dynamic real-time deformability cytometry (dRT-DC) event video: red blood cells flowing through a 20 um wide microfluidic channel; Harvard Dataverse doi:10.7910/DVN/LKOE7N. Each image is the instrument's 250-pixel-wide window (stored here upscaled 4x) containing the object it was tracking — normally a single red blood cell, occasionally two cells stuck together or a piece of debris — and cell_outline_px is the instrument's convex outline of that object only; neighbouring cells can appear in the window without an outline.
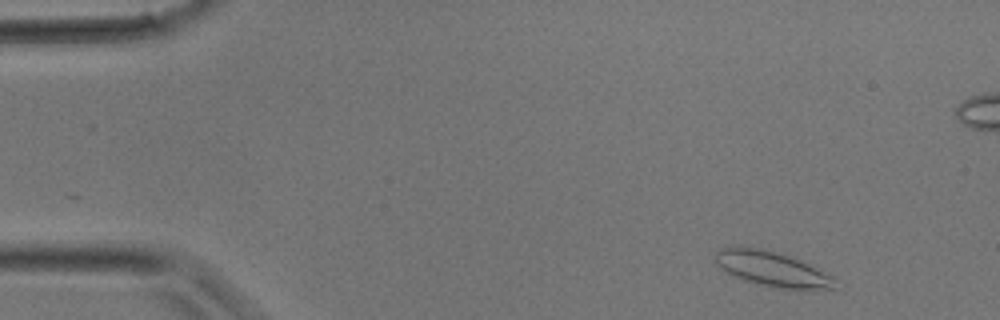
{"species": "common noctule bat (a hibernating species)", "species_latin": "Nyctalus noctula", "temperature_condition": "room temperature", "stored_images_in_passage": 34, "camera_frame_rate_fps": 3000, "um_per_image_px": 0.085, "animal": {"sex": "male", "body_mass_g": 17.9}, "frame": {"image": 1, "passage_image": 2, "time_ms": 0.333, "image_size_px": [1000, 320], "cell_outline_px": [[840, 288], [780, 288], [760, 284], [744, 280], [728, 272], [716, 264], [716, 252], [724, 248], [760, 248], [792, 256], [832, 276]], "centroid_in_image_um": [65.67, 22.86], "position_along_channel_um": 19.3, "area_um2": 23.52}}
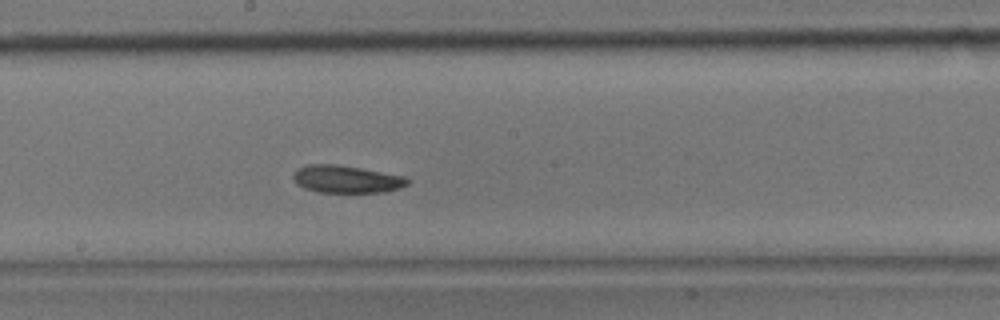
{"frame": {"image": 2, "passage_image": 17, "time_ms": 5.333, "image_size_px": [1000, 320], "cell_outline_px": [[412, 180], [408, 184], [400, 188], [388, 192], [316, 192], [304, 188], [296, 184], [292, 176], [296, 168], [308, 164], [336, 164], [360, 168], [404, 176]], "centroid_in_image_um": [29.44, 15.23], "position_along_channel_um": 218.8, "area_um2": 18.5}}
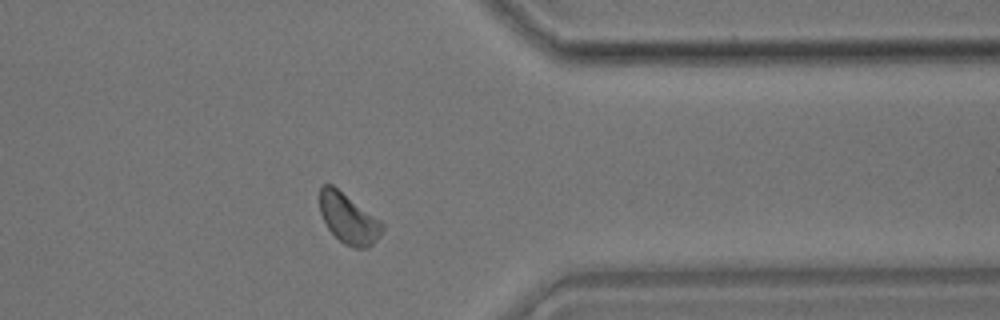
{"frame": {"image": 3, "passage_image": 26, "time_ms": 8.333, "image_size_px": [1000, 320], "cell_outline_px": [[384, 228], [380, 236], [368, 248], [352, 248], [344, 244], [328, 228], [320, 212], [320, 184], [332, 184], [380, 220], [384, 224]], "centroid_in_image_um": [29.62, 18.58], "position_along_channel_um": 381.8, "area_um2": 18.15}}